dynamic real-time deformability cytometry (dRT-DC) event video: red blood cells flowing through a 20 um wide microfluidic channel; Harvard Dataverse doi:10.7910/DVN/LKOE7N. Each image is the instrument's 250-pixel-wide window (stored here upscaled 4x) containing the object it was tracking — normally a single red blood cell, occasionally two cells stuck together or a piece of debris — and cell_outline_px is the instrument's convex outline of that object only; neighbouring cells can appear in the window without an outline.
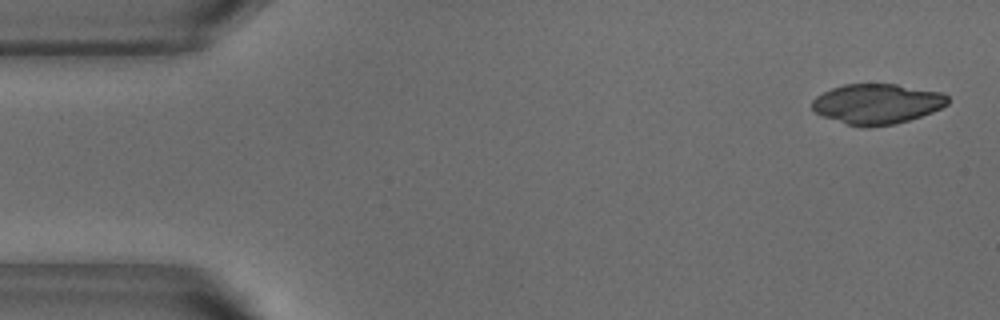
{"species": "common noctule bat (a hibernating species)", "species_latin": "Nyctalus noctula", "temperature_condition": "warm", "stored_images_in_passage": 51, "camera_frame_rate_fps": 3000, "um_per_image_px": 0.085, "animal": {"sex": "male", "body_mass_g": 18.8}, "frame": {"image": 1, "passage_image": 2, "time_ms": 0.333, "image_size_px": [1000, 320], "cell_outline_px": [[948, 104], [932, 112], [896, 124], [868, 128], [864, 128], [848, 124], [824, 116], [816, 112], [812, 108], [812, 100], [816, 96], [832, 88], [844, 84], [896, 84], [944, 92], [948, 96]], "centroid_in_image_um": [74.57, 8.83], "position_along_channel_um": 10.4, "area_um2": 31.79}}